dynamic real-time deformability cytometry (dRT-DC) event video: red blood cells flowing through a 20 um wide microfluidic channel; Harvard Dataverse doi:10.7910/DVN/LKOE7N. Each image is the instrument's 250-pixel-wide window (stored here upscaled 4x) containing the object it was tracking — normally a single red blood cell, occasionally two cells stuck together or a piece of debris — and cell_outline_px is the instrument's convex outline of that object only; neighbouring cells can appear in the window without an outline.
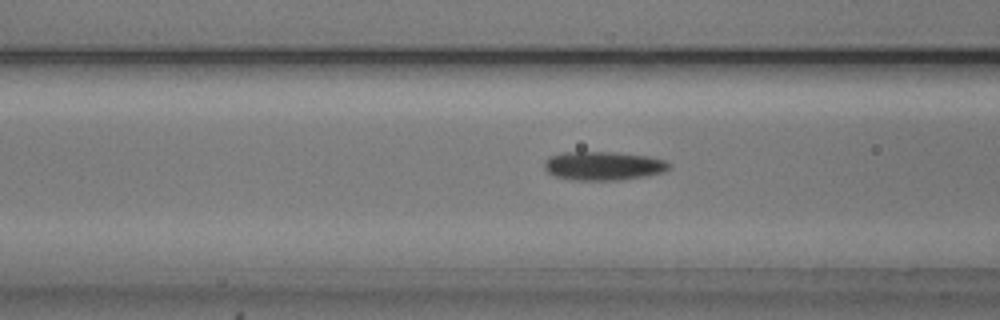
{"species": "common noctule bat (a hibernating species)", "species_latin": "Nyctalus noctula", "temperature_condition": "cold", "stored_images_in_passage": 36, "camera_frame_rate_fps": 3000, "um_per_image_px": 0.085, "animal": {"sex": "male", "body_mass_g": 20.5, "forearm_length_mm": 52.5}, "frame": {"image": 1, "passage_image": 6, "time_ms": 1.667, "image_size_px": [1000, 320], "cell_outline_px": [[672, 164], [664, 172], [644, 176], [620, 180], [576, 180], [556, 176], [548, 172], [544, 168], [544, 160], [548, 156], [564, 152], [612, 152], [648, 156], [664, 160]], "centroid_in_image_um": [51.27, 14.09], "position_along_channel_um": 115.3, "area_um2": 20.87}}
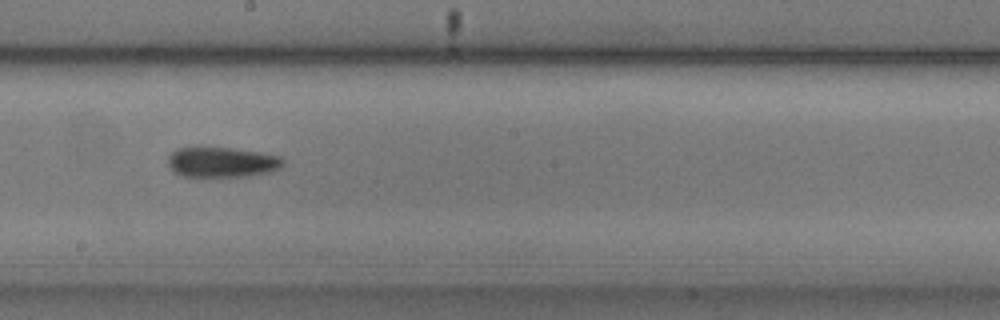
{"frame": {"image": 2, "passage_image": 15, "time_ms": 4.667, "image_size_px": [1000, 320], "cell_outline_px": [[284, 164], [280, 168], [268, 172], [248, 176], [184, 176], [176, 172], [168, 164], [168, 156], [172, 152], [180, 148], [232, 148], [260, 152], [280, 156], [284, 160]], "centroid_in_image_um": [18.91, 13.78], "position_along_channel_um": 229.3, "area_um2": 19.94}}
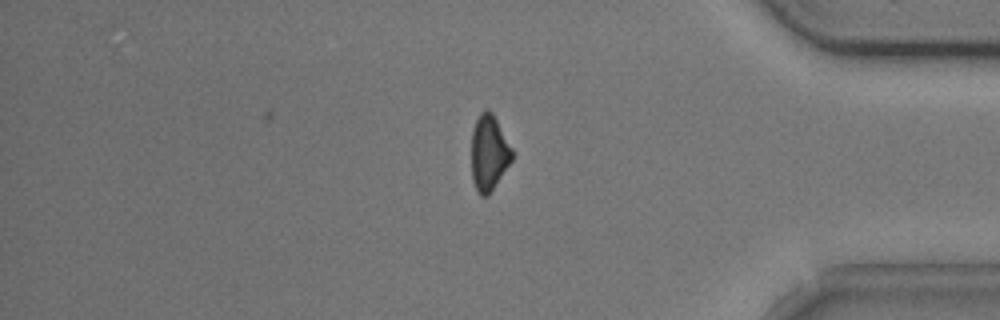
{"frame": {"image": 3, "passage_image": 30, "time_ms": 9.667, "image_size_px": [1000, 320], "cell_outline_px": [[512, 160], [488, 196], [480, 196], [476, 192], [472, 180], [472, 128], [480, 112], [484, 108], [488, 108], [492, 112], [512, 148]], "centroid_in_image_um": [41.54, 12.99], "position_along_channel_um": 393.7, "area_um2": 17.98}, "authors_computed_cell_mechanics": {"area_um2": 19.7965, "velocity_mm_per_s": 3.7995, "shape_relaxation_time_tau1_ms": 2.7992, "shape_relaxation_time_tau2_ms": null, "deformation_change_tau1": 0.1098, "deformation_change_tau2": null}}